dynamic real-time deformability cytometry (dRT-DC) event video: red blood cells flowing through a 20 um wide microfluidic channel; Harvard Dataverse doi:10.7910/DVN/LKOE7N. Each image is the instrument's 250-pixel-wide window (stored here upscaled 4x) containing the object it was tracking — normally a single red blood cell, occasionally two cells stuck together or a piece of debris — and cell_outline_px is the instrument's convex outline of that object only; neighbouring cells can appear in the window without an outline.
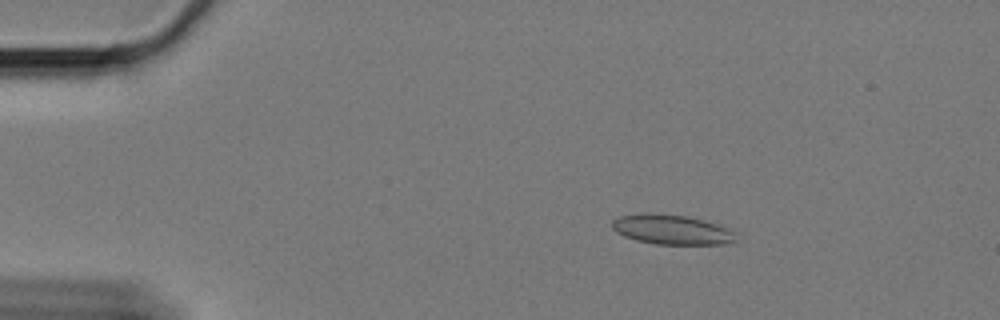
{"species": "Egyptian fruit bat (a non-hibernating species)", "species_latin": "Rousettus aegyptiacus", "temperature_condition": "cold", "stored_images_in_passage": 59, "camera_frame_rate_fps": 3000, "um_per_image_px": 0.085, "animal": {"sex": "female"}, "frame": {"image": 1, "passage_image": 9, "time_ms": 2.667, "image_size_px": [1000, 320], "cell_outline_px": [[740, 240], [724, 244], [656, 244], [636, 240], [624, 236], [616, 232], [612, 228], [612, 220], [616, 216], [640, 212], [648, 212], [688, 216], [724, 224], [740, 232]], "centroid_in_image_um": [57.21, 19.49], "position_along_channel_um": 27.8, "area_um2": 22.54}}
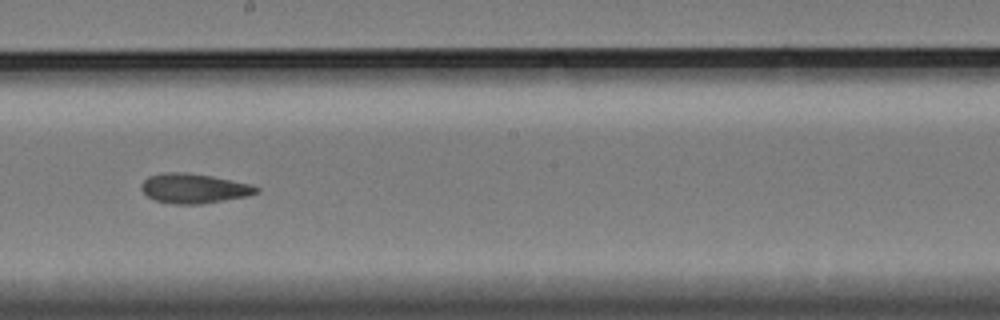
{"frame": {"image": 2, "passage_image": 33, "time_ms": 10.667, "image_size_px": [1000, 320], "cell_outline_px": [[260, 192], [248, 196], [200, 204], [172, 204], [156, 200], [148, 196], [140, 188], [140, 184], [148, 176], [164, 172], [188, 172], [212, 176], [252, 184], [260, 188]], "centroid_in_image_um": [16.5, 16.0], "position_along_channel_um": 231.7, "area_um2": 20.06}}
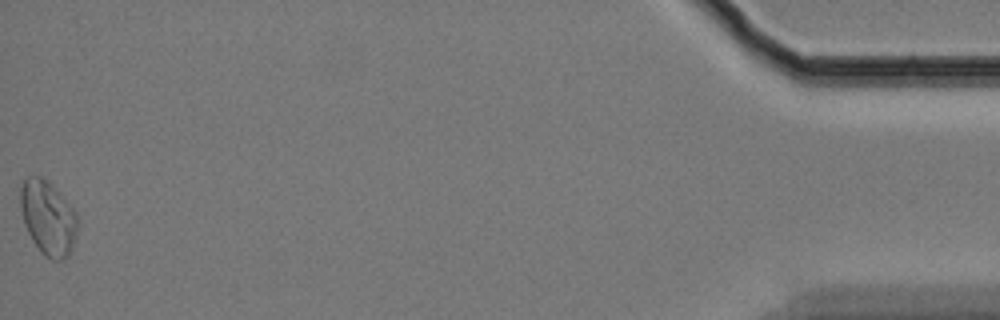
{"frame": {"image": 3, "passage_image": 59, "time_ms": 19.333, "image_size_px": [1000, 320], "cell_outline_px": [[76, 228], [72, 248], [68, 256], [60, 260], [52, 260], [44, 256], [40, 252], [32, 240], [24, 224], [20, 208], [20, 188], [24, 180], [28, 176], [40, 176], [52, 184], [76, 212]], "centroid_in_image_um": [4.05, 18.51], "position_along_channel_um": 431.2, "area_um2": 24.57}, "authors_computed_cell_mechanics": {"area_um2": 20.8658, "velocity_mm_per_s": 3.3439, "shape_relaxation_time_tau1_ms": null, "shape_relaxation_time_tau2_ms": 4.9965, "deformation_change_tau1": null, "deformation_change_tau2": 0.0885}}